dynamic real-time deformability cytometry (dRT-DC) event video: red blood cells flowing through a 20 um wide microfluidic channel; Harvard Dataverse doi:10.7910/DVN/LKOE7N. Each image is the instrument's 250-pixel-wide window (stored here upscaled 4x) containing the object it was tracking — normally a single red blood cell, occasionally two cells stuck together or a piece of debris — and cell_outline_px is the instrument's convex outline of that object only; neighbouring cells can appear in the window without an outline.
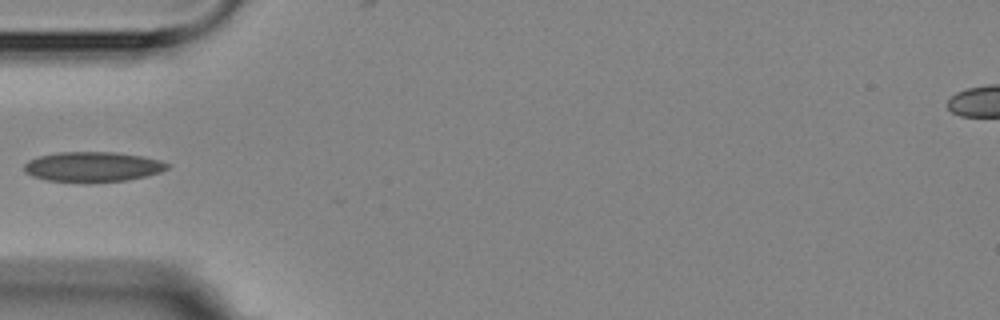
{"species": "Egyptian fruit bat (a non-hibernating species)", "species_latin": "Rousettus aegyptiacus", "temperature_condition": "room temperature", "stored_images_in_passage": 6, "camera_frame_rate_fps": 3000, "um_per_image_px": 0.085, "animal": {"sex": "female"}, "frame": {"image": 1, "passage_image": 5, "time_ms": 4.667, "image_size_px": [1000, 320], "cell_outline_px": [[172, 164], [168, 168], [160, 172], [128, 180], [92, 184], [84, 184], [44, 180], [32, 176], [24, 172], [24, 164], [28, 160], [40, 156], [60, 152], [116, 152], [144, 156], [160, 160]], "centroid_in_image_um": [7.88, 14.2], "position_along_channel_um": 77.1, "area_um2": 25.78}}
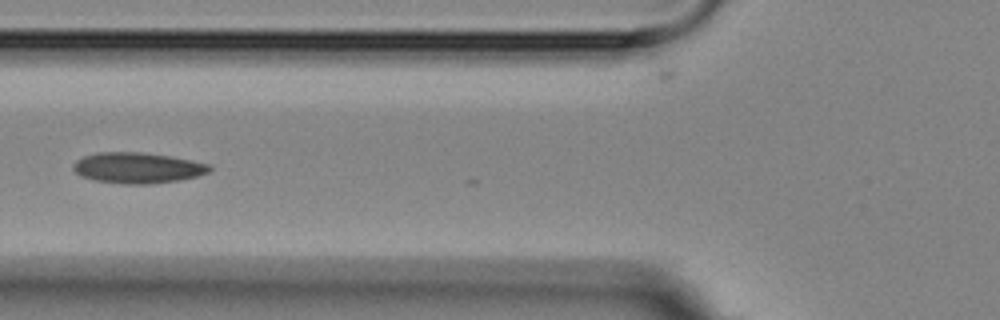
{"frame": {"image": 2, "passage_image": 6, "time_ms": 5.667, "image_size_px": [1000, 320], "cell_outline_px": [[212, 168], [208, 172], [196, 176], [180, 180], [148, 184], [124, 184], [96, 180], [80, 176], [72, 168], [72, 164], [76, 160], [84, 156], [96, 152], [140, 152], [172, 156], [212, 164]], "centroid_in_image_um": [11.7, 14.26], "position_along_channel_um": 114.1, "area_um2": 24.57}}